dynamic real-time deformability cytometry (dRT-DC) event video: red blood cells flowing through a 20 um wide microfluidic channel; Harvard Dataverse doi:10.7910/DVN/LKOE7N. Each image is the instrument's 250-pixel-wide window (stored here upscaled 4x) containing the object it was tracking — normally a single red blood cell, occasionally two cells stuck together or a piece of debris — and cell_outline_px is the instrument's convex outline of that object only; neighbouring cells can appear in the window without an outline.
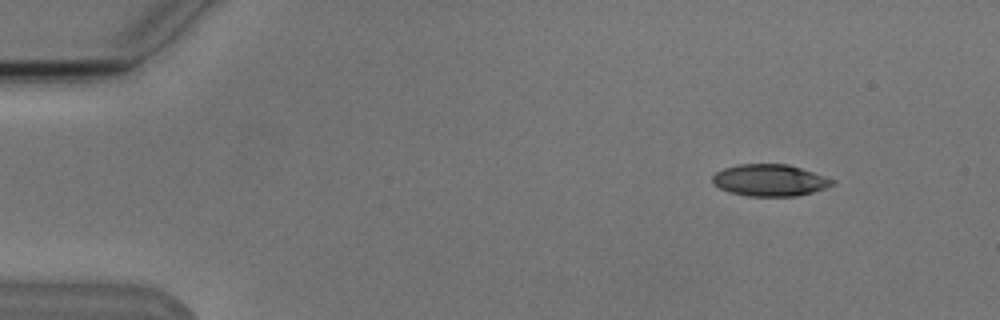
{"species": "Egyptian fruit bat (a non-hibernating species)", "species_latin": "Rousettus aegyptiacus", "temperature_condition": "cold", "stored_images_in_passage": 4, "camera_frame_rate_fps": 3000, "um_per_image_px": 0.085, "animal": {"sex": "male"}, "frame": {"image": 1, "passage_image": 2, "time_ms": 1.0, "image_size_px": [1000, 320], "cell_outline_px": [[836, 184], [812, 192], [796, 196], [748, 196], [732, 192], [720, 188], [712, 180], [712, 176], [716, 172], [724, 168], [740, 164], [788, 164], [836, 180]], "centroid_in_image_um": [65.46, 15.32], "position_along_channel_um": 19.5, "area_um2": 21.96}}